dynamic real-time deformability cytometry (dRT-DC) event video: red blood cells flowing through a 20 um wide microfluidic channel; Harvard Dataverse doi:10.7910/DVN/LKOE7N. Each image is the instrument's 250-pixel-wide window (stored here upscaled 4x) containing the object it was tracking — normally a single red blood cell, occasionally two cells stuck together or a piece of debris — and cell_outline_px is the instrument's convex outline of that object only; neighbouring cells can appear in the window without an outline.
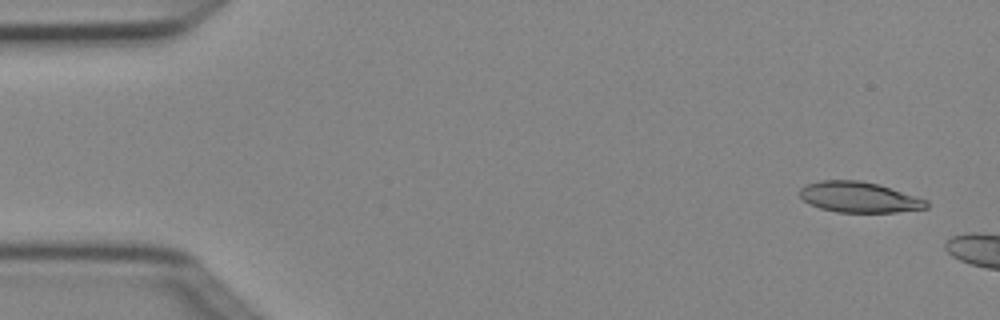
{"species": "Egyptian fruit bat (a non-hibernating species)", "species_latin": "Rousettus aegyptiacus", "temperature_condition": "cold", "stored_images_in_passage": 2, "camera_frame_rate_fps": 3000, "um_per_image_px": 0.085, "animal": {"sex": "female"}, "frame": {"image": 1, "passage_image": 1, "time_ms": 0.0, "image_size_px": [1000, 320], "cell_outline_px": [[928, 208], [896, 212], [836, 212], [820, 208], [808, 204], [800, 196], [800, 188], [804, 184], [820, 180], [860, 180], [876, 184], [928, 200]], "centroid_in_image_um": [72.98, 16.76], "position_along_channel_um": 12.0, "area_um2": 22.54}}